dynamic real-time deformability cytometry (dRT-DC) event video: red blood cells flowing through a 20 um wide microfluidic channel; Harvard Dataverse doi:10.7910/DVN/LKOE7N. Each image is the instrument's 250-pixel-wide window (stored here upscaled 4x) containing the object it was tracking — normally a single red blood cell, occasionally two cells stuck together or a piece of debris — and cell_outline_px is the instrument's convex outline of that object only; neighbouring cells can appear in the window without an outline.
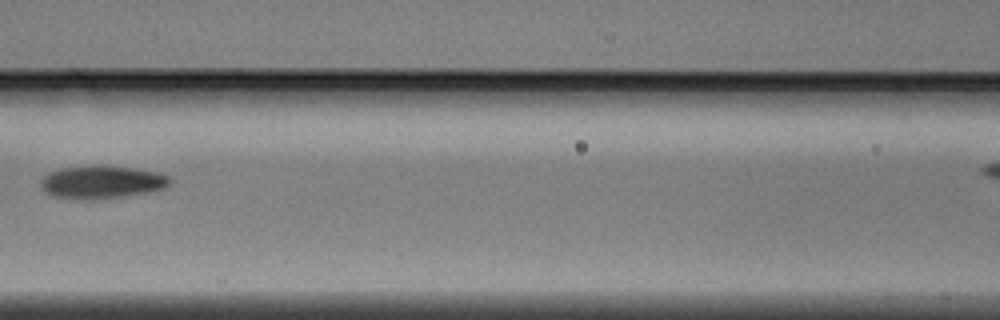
{"species": "Egyptian fruit bat (a non-hibernating species)", "species_latin": "Rousettus aegyptiacus", "temperature_condition": "warm", "stored_images_in_passage": 5, "segment_of_instrument_passage": [1, 2], "camera_frame_rate_fps": 3000, "um_per_image_px": 0.085, "animal": {"sex": "male"}, "frame": {"image": 1, "passage_image": 4, "time_ms": 1.0, "image_size_px": [1000, 320], "cell_outline_px": [[172, 180], [164, 188], [148, 192], [124, 196], [96, 200], [72, 200], [52, 196], [44, 192], [40, 188], [40, 184], [44, 176], [52, 172], [64, 168], [132, 168], [156, 172], [168, 176]], "centroid_in_image_um": [8.62, 15.55], "position_along_channel_um": 158.0, "area_um2": 24.04}}